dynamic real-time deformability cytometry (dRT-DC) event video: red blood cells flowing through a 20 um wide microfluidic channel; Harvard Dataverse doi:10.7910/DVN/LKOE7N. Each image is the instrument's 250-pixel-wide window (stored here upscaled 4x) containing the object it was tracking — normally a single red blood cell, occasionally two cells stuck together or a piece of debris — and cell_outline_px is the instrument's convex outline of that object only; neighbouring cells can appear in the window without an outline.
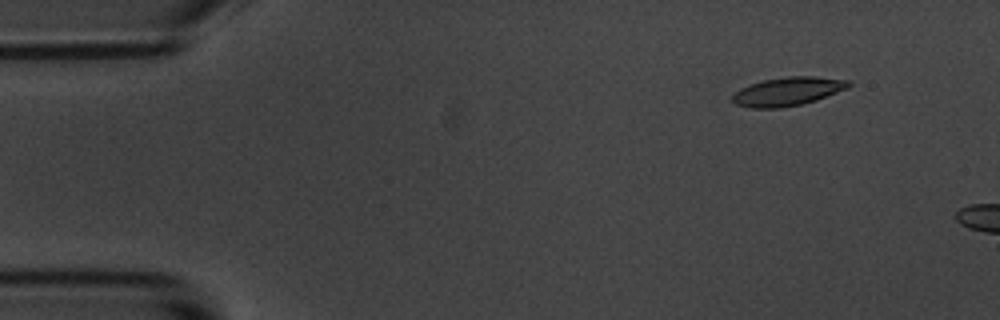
{"species": "common noctule bat (a hibernating species)", "species_latin": "Nyctalus noctula", "temperature_condition": "room temperature", "stored_images_in_passage": 2, "camera_frame_rate_fps": 3000, "um_per_image_px": 0.085, "animal": {"sex": "male", "body_mass_g": 20.1, "forearm_length_mm": 53.5}, "frame": {"image": 1, "passage_image": 1, "time_ms": 0.0, "image_size_px": [1000, 320], "cell_outline_px": [[852, 84], [848, 88], [816, 100], [800, 104], [780, 108], [752, 108], [736, 104], [732, 100], [732, 96], [740, 88], [764, 80], [788, 76], [812, 76], [848, 80]], "centroid_in_image_um": [66.97, 7.77], "position_along_channel_um": 18.0, "area_um2": 19.13}}